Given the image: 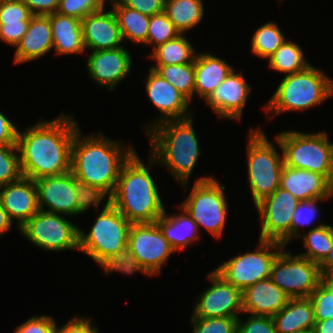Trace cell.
Here are the masks:
<instances>
[{
    "label": "cell",
    "mask_w": 333,
    "mask_h": 333,
    "mask_svg": "<svg viewBox=\"0 0 333 333\" xmlns=\"http://www.w3.org/2000/svg\"><path fill=\"white\" fill-rule=\"evenodd\" d=\"M78 121L73 115L61 113L50 121L41 120L18 131L17 147L24 177L36 180L71 171V146Z\"/></svg>",
    "instance_id": "cell-1"
},
{
    "label": "cell",
    "mask_w": 333,
    "mask_h": 333,
    "mask_svg": "<svg viewBox=\"0 0 333 333\" xmlns=\"http://www.w3.org/2000/svg\"><path fill=\"white\" fill-rule=\"evenodd\" d=\"M83 135L79 128L72 142L71 172L78 181L100 187L112 195L121 168L135 148L131 144L126 147L122 141H113L100 132Z\"/></svg>",
    "instance_id": "cell-2"
},
{
    "label": "cell",
    "mask_w": 333,
    "mask_h": 333,
    "mask_svg": "<svg viewBox=\"0 0 333 333\" xmlns=\"http://www.w3.org/2000/svg\"><path fill=\"white\" fill-rule=\"evenodd\" d=\"M149 164L135 151L121 168L111 204L131 223H153L164 212L160 193L151 175L157 162L149 155Z\"/></svg>",
    "instance_id": "cell-3"
},
{
    "label": "cell",
    "mask_w": 333,
    "mask_h": 333,
    "mask_svg": "<svg viewBox=\"0 0 333 333\" xmlns=\"http://www.w3.org/2000/svg\"><path fill=\"white\" fill-rule=\"evenodd\" d=\"M146 135L149 153L155 161L165 165L180 185L188 183L201 154L192 116L160 122L152 126Z\"/></svg>",
    "instance_id": "cell-4"
},
{
    "label": "cell",
    "mask_w": 333,
    "mask_h": 333,
    "mask_svg": "<svg viewBox=\"0 0 333 333\" xmlns=\"http://www.w3.org/2000/svg\"><path fill=\"white\" fill-rule=\"evenodd\" d=\"M131 225L107 197L88 234L79 228V251L99 264L105 274L115 272L124 263Z\"/></svg>",
    "instance_id": "cell-5"
},
{
    "label": "cell",
    "mask_w": 333,
    "mask_h": 333,
    "mask_svg": "<svg viewBox=\"0 0 333 333\" xmlns=\"http://www.w3.org/2000/svg\"><path fill=\"white\" fill-rule=\"evenodd\" d=\"M332 95L333 79L311 64L301 72L284 76L263 110L272 117L287 111H306Z\"/></svg>",
    "instance_id": "cell-6"
},
{
    "label": "cell",
    "mask_w": 333,
    "mask_h": 333,
    "mask_svg": "<svg viewBox=\"0 0 333 333\" xmlns=\"http://www.w3.org/2000/svg\"><path fill=\"white\" fill-rule=\"evenodd\" d=\"M327 132L284 130L275 136L284 165L323 175L333 185V143Z\"/></svg>",
    "instance_id": "cell-7"
},
{
    "label": "cell",
    "mask_w": 333,
    "mask_h": 333,
    "mask_svg": "<svg viewBox=\"0 0 333 333\" xmlns=\"http://www.w3.org/2000/svg\"><path fill=\"white\" fill-rule=\"evenodd\" d=\"M174 253L156 222L132 223L124 263L115 272L126 275L140 272L146 276H156Z\"/></svg>",
    "instance_id": "cell-8"
},
{
    "label": "cell",
    "mask_w": 333,
    "mask_h": 333,
    "mask_svg": "<svg viewBox=\"0 0 333 333\" xmlns=\"http://www.w3.org/2000/svg\"><path fill=\"white\" fill-rule=\"evenodd\" d=\"M247 141V178L255 205L280 187L284 160L260 127L250 129Z\"/></svg>",
    "instance_id": "cell-9"
},
{
    "label": "cell",
    "mask_w": 333,
    "mask_h": 333,
    "mask_svg": "<svg viewBox=\"0 0 333 333\" xmlns=\"http://www.w3.org/2000/svg\"><path fill=\"white\" fill-rule=\"evenodd\" d=\"M181 186L189 194L180 206L197 223L199 231L204 227L213 237H222L228 216L225 186L211 175L197 178L190 192L188 183Z\"/></svg>",
    "instance_id": "cell-10"
},
{
    "label": "cell",
    "mask_w": 333,
    "mask_h": 333,
    "mask_svg": "<svg viewBox=\"0 0 333 333\" xmlns=\"http://www.w3.org/2000/svg\"><path fill=\"white\" fill-rule=\"evenodd\" d=\"M258 241L256 250L236 255L213 271L226 283L241 291L258 281L270 278L272 264L285 246L274 241Z\"/></svg>",
    "instance_id": "cell-11"
},
{
    "label": "cell",
    "mask_w": 333,
    "mask_h": 333,
    "mask_svg": "<svg viewBox=\"0 0 333 333\" xmlns=\"http://www.w3.org/2000/svg\"><path fill=\"white\" fill-rule=\"evenodd\" d=\"M79 228L63 215L39 210L18 230L37 248L59 252L79 250Z\"/></svg>",
    "instance_id": "cell-12"
},
{
    "label": "cell",
    "mask_w": 333,
    "mask_h": 333,
    "mask_svg": "<svg viewBox=\"0 0 333 333\" xmlns=\"http://www.w3.org/2000/svg\"><path fill=\"white\" fill-rule=\"evenodd\" d=\"M270 279L290 298L309 297L323 281L319 264L298 254L292 255L285 247L272 264Z\"/></svg>",
    "instance_id": "cell-13"
},
{
    "label": "cell",
    "mask_w": 333,
    "mask_h": 333,
    "mask_svg": "<svg viewBox=\"0 0 333 333\" xmlns=\"http://www.w3.org/2000/svg\"><path fill=\"white\" fill-rule=\"evenodd\" d=\"M299 202L292 193L279 187L255 204L261 220L259 239L289 245L292 215Z\"/></svg>",
    "instance_id": "cell-14"
},
{
    "label": "cell",
    "mask_w": 333,
    "mask_h": 333,
    "mask_svg": "<svg viewBox=\"0 0 333 333\" xmlns=\"http://www.w3.org/2000/svg\"><path fill=\"white\" fill-rule=\"evenodd\" d=\"M207 279L212 285L199 295L191 318H238L243 313L242 291L226 283L213 270Z\"/></svg>",
    "instance_id": "cell-15"
},
{
    "label": "cell",
    "mask_w": 333,
    "mask_h": 333,
    "mask_svg": "<svg viewBox=\"0 0 333 333\" xmlns=\"http://www.w3.org/2000/svg\"><path fill=\"white\" fill-rule=\"evenodd\" d=\"M144 81L149 100L161 113L160 118L153 119L151 122L153 124L149 123V126L146 124L143 127L145 132L163 121L191 117L192 110H188L190 101L152 68L149 69Z\"/></svg>",
    "instance_id": "cell-16"
},
{
    "label": "cell",
    "mask_w": 333,
    "mask_h": 333,
    "mask_svg": "<svg viewBox=\"0 0 333 333\" xmlns=\"http://www.w3.org/2000/svg\"><path fill=\"white\" fill-rule=\"evenodd\" d=\"M34 182L39 210L66 216L77 215L74 175L71 171L58 176L41 177Z\"/></svg>",
    "instance_id": "cell-17"
},
{
    "label": "cell",
    "mask_w": 333,
    "mask_h": 333,
    "mask_svg": "<svg viewBox=\"0 0 333 333\" xmlns=\"http://www.w3.org/2000/svg\"><path fill=\"white\" fill-rule=\"evenodd\" d=\"M90 79L99 86H107L109 91L128 77L132 66V56L124 46L114 49L91 51L86 59Z\"/></svg>",
    "instance_id": "cell-18"
},
{
    "label": "cell",
    "mask_w": 333,
    "mask_h": 333,
    "mask_svg": "<svg viewBox=\"0 0 333 333\" xmlns=\"http://www.w3.org/2000/svg\"><path fill=\"white\" fill-rule=\"evenodd\" d=\"M250 87L243 73L235 72L233 69L205 101L206 105L211 106L219 119L239 121L246 106Z\"/></svg>",
    "instance_id": "cell-19"
},
{
    "label": "cell",
    "mask_w": 333,
    "mask_h": 333,
    "mask_svg": "<svg viewBox=\"0 0 333 333\" xmlns=\"http://www.w3.org/2000/svg\"><path fill=\"white\" fill-rule=\"evenodd\" d=\"M105 6L81 20L83 41L86 50L101 51L119 48L123 41L117 18Z\"/></svg>",
    "instance_id": "cell-20"
},
{
    "label": "cell",
    "mask_w": 333,
    "mask_h": 333,
    "mask_svg": "<svg viewBox=\"0 0 333 333\" xmlns=\"http://www.w3.org/2000/svg\"><path fill=\"white\" fill-rule=\"evenodd\" d=\"M0 201L11 221H18V229L39 211L35 182L24 176L0 187Z\"/></svg>",
    "instance_id": "cell-21"
},
{
    "label": "cell",
    "mask_w": 333,
    "mask_h": 333,
    "mask_svg": "<svg viewBox=\"0 0 333 333\" xmlns=\"http://www.w3.org/2000/svg\"><path fill=\"white\" fill-rule=\"evenodd\" d=\"M280 187L300 202L333 197V185L323 175L286 165L282 168Z\"/></svg>",
    "instance_id": "cell-22"
},
{
    "label": "cell",
    "mask_w": 333,
    "mask_h": 333,
    "mask_svg": "<svg viewBox=\"0 0 333 333\" xmlns=\"http://www.w3.org/2000/svg\"><path fill=\"white\" fill-rule=\"evenodd\" d=\"M289 300L290 297L267 278L242 291L243 314L273 317Z\"/></svg>",
    "instance_id": "cell-23"
},
{
    "label": "cell",
    "mask_w": 333,
    "mask_h": 333,
    "mask_svg": "<svg viewBox=\"0 0 333 333\" xmlns=\"http://www.w3.org/2000/svg\"><path fill=\"white\" fill-rule=\"evenodd\" d=\"M53 49V35L49 16L33 15L28 31L16 46L15 64L33 61Z\"/></svg>",
    "instance_id": "cell-24"
},
{
    "label": "cell",
    "mask_w": 333,
    "mask_h": 333,
    "mask_svg": "<svg viewBox=\"0 0 333 333\" xmlns=\"http://www.w3.org/2000/svg\"><path fill=\"white\" fill-rule=\"evenodd\" d=\"M234 68L212 53H197L194 59L195 90L206 101Z\"/></svg>",
    "instance_id": "cell-25"
},
{
    "label": "cell",
    "mask_w": 333,
    "mask_h": 333,
    "mask_svg": "<svg viewBox=\"0 0 333 333\" xmlns=\"http://www.w3.org/2000/svg\"><path fill=\"white\" fill-rule=\"evenodd\" d=\"M179 207L181 210L179 214L168 215L164 210L163 214L155 221L175 252L184 251L193 241L201 239L197 223L185 209Z\"/></svg>",
    "instance_id": "cell-26"
},
{
    "label": "cell",
    "mask_w": 333,
    "mask_h": 333,
    "mask_svg": "<svg viewBox=\"0 0 333 333\" xmlns=\"http://www.w3.org/2000/svg\"><path fill=\"white\" fill-rule=\"evenodd\" d=\"M48 16L53 35V48L56 55L82 54L86 51L81 20L61 15L57 12Z\"/></svg>",
    "instance_id": "cell-27"
},
{
    "label": "cell",
    "mask_w": 333,
    "mask_h": 333,
    "mask_svg": "<svg viewBox=\"0 0 333 333\" xmlns=\"http://www.w3.org/2000/svg\"><path fill=\"white\" fill-rule=\"evenodd\" d=\"M272 319L277 333H297L312 330L316 322L309 297L290 298L289 302Z\"/></svg>",
    "instance_id": "cell-28"
},
{
    "label": "cell",
    "mask_w": 333,
    "mask_h": 333,
    "mask_svg": "<svg viewBox=\"0 0 333 333\" xmlns=\"http://www.w3.org/2000/svg\"><path fill=\"white\" fill-rule=\"evenodd\" d=\"M120 32L124 42L146 44L149 30L150 16L144 15L135 9L122 5L120 2L112 4Z\"/></svg>",
    "instance_id": "cell-29"
},
{
    "label": "cell",
    "mask_w": 333,
    "mask_h": 333,
    "mask_svg": "<svg viewBox=\"0 0 333 333\" xmlns=\"http://www.w3.org/2000/svg\"><path fill=\"white\" fill-rule=\"evenodd\" d=\"M196 54L197 52L185 34H180L154 48L148 57L156 63L152 66H168L193 63Z\"/></svg>",
    "instance_id": "cell-30"
},
{
    "label": "cell",
    "mask_w": 333,
    "mask_h": 333,
    "mask_svg": "<svg viewBox=\"0 0 333 333\" xmlns=\"http://www.w3.org/2000/svg\"><path fill=\"white\" fill-rule=\"evenodd\" d=\"M164 12L180 34L195 28L204 17L202 0H165Z\"/></svg>",
    "instance_id": "cell-31"
},
{
    "label": "cell",
    "mask_w": 333,
    "mask_h": 333,
    "mask_svg": "<svg viewBox=\"0 0 333 333\" xmlns=\"http://www.w3.org/2000/svg\"><path fill=\"white\" fill-rule=\"evenodd\" d=\"M303 247L307 250L298 255L321 264L333 247V227L330 224H318L302 235Z\"/></svg>",
    "instance_id": "cell-32"
},
{
    "label": "cell",
    "mask_w": 333,
    "mask_h": 333,
    "mask_svg": "<svg viewBox=\"0 0 333 333\" xmlns=\"http://www.w3.org/2000/svg\"><path fill=\"white\" fill-rule=\"evenodd\" d=\"M268 62L270 69L285 73V76L301 72L311 65L300 46L290 40H286Z\"/></svg>",
    "instance_id": "cell-33"
},
{
    "label": "cell",
    "mask_w": 333,
    "mask_h": 333,
    "mask_svg": "<svg viewBox=\"0 0 333 333\" xmlns=\"http://www.w3.org/2000/svg\"><path fill=\"white\" fill-rule=\"evenodd\" d=\"M286 41L279 25L269 21L254 32L251 40V52L261 59H269Z\"/></svg>",
    "instance_id": "cell-34"
},
{
    "label": "cell",
    "mask_w": 333,
    "mask_h": 333,
    "mask_svg": "<svg viewBox=\"0 0 333 333\" xmlns=\"http://www.w3.org/2000/svg\"><path fill=\"white\" fill-rule=\"evenodd\" d=\"M157 74L167 80L190 102L195 90L194 62L181 65L151 66Z\"/></svg>",
    "instance_id": "cell-35"
},
{
    "label": "cell",
    "mask_w": 333,
    "mask_h": 333,
    "mask_svg": "<svg viewBox=\"0 0 333 333\" xmlns=\"http://www.w3.org/2000/svg\"><path fill=\"white\" fill-rule=\"evenodd\" d=\"M180 35L172 21L163 11L161 13L150 16L149 30L147 35V45L157 46L168 42Z\"/></svg>",
    "instance_id": "cell-36"
},
{
    "label": "cell",
    "mask_w": 333,
    "mask_h": 333,
    "mask_svg": "<svg viewBox=\"0 0 333 333\" xmlns=\"http://www.w3.org/2000/svg\"><path fill=\"white\" fill-rule=\"evenodd\" d=\"M22 176L17 145H0V187Z\"/></svg>",
    "instance_id": "cell-37"
},
{
    "label": "cell",
    "mask_w": 333,
    "mask_h": 333,
    "mask_svg": "<svg viewBox=\"0 0 333 333\" xmlns=\"http://www.w3.org/2000/svg\"><path fill=\"white\" fill-rule=\"evenodd\" d=\"M74 190L77 201V216L86 212L87 209L89 210L91 206L92 208L94 206V209L98 211L100 204L103 202L102 200L107 196L111 197V195L102 188L78 181L75 177Z\"/></svg>",
    "instance_id": "cell-38"
},
{
    "label": "cell",
    "mask_w": 333,
    "mask_h": 333,
    "mask_svg": "<svg viewBox=\"0 0 333 333\" xmlns=\"http://www.w3.org/2000/svg\"><path fill=\"white\" fill-rule=\"evenodd\" d=\"M314 309L315 321L333 318V290L322 281L309 295Z\"/></svg>",
    "instance_id": "cell-39"
},
{
    "label": "cell",
    "mask_w": 333,
    "mask_h": 333,
    "mask_svg": "<svg viewBox=\"0 0 333 333\" xmlns=\"http://www.w3.org/2000/svg\"><path fill=\"white\" fill-rule=\"evenodd\" d=\"M328 199H314L308 201H301L298 203L297 208L293 212V219L291 223V241L294 238H300V226L311 225L319 213V206L317 203Z\"/></svg>",
    "instance_id": "cell-40"
},
{
    "label": "cell",
    "mask_w": 333,
    "mask_h": 333,
    "mask_svg": "<svg viewBox=\"0 0 333 333\" xmlns=\"http://www.w3.org/2000/svg\"><path fill=\"white\" fill-rule=\"evenodd\" d=\"M192 333H237L238 318H191Z\"/></svg>",
    "instance_id": "cell-41"
},
{
    "label": "cell",
    "mask_w": 333,
    "mask_h": 333,
    "mask_svg": "<svg viewBox=\"0 0 333 333\" xmlns=\"http://www.w3.org/2000/svg\"><path fill=\"white\" fill-rule=\"evenodd\" d=\"M104 7L100 0H59L57 13L79 20Z\"/></svg>",
    "instance_id": "cell-42"
},
{
    "label": "cell",
    "mask_w": 333,
    "mask_h": 333,
    "mask_svg": "<svg viewBox=\"0 0 333 333\" xmlns=\"http://www.w3.org/2000/svg\"><path fill=\"white\" fill-rule=\"evenodd\" d=\"M32 16L29 8L22 0L0 2V25L31 20Z\"/></svg>",
    "instance_id": "cell-43"
},
{
    "label": "cell",
    "mask_w": 333,
    "mask_h": 333,
    "mask_svg": "<svg viewBox=\"0 0 333 333\" xmlns=\"http://www.w3.org/2000/svg\"><path fill=\"white\" fill-rule=\"evenodd\" d=\"M237 333H277L272 317L251 315L242 322L240 316L237 322Z\"/></svg>",
    "instance_id": "cell-44"
},
{
    "label": "cell",
    "mask_w": 333,
    "mask_h": 333,
    "mask_svg": "<svg viewBox=\"0 0 333 333\" xmlns=\"http://www.w3.org/2000/svg\"><path fill=\"white\" fill-rule=\"evenodd\" d=\"M56 321L49 315L33 316L15 328L14 333H54Z\"/></svg>",
    "instance_id": "cell-45"
},
{
    "label": "cell",
    "mask_w": 333,
    "mask_h": 333,
    "mask_svg": "<svg viewBox=\"0 0 333 333\" xmlns=\"http://www.w3.org/2000/svg\"><path fill=\"white\" fill-rule=\"evenodd\" d=\"M30 20H22L20 23L0 25V41L16 47L28 31Z\"/></svg>",
    "instance_id": "cell-46"
},
{
    "label": "cell",
    "mask_w": 333,
    "mask_h": 333,
    "mask_svg": "<svg viewBox=\"0 0 333 333\" xmlns=\"http://www.w3.org/2000/svg\"><path fill=\"white\" fill-rule=\"evenodd\" d=\"M91 318L75 316L71 318L65 325L55 327L54 333H99L96 325L91 324Z\"/></svg>",
    "instance_id": "cell-47"
},
{
    "label": "cell",
    "mask_w": 333,
    "mask_h": 333,
    "mask_svg": "<svg viewBox=\"0 0 333 333\" xmlns=\"http://www.w3.org/2000/svg\"><path fill=\"white\" fill-rule=\"evenodd\" d=\"M119 2L149 16L163 12L165 6V0H120Z\"/></svg>",
    "instance_id": "cell-48"
},
{
    "label": "cell",
    "mask_w": 333,
    "mask_h": 333,
    "mask_svg": "<svg viewBox=\"0 0 333 333\" xmlns=\"http://www.w3.org/2000/svg\"><path fill=\"white\" fill-rule=\"evenodd\" d=\"M19 129L0 111V145H17Z\"/></svg>",
    "instance_id": "cell-49"
},
{
    "label": "cell",
    "mask_w": 333,
    "mask_h": 333,
    "mask_svg": "<svg viewBox=\"0 0 333 333\" xmlns=\"http://www.w3.org/2000/svg\"><path fill=\"white\" fill-rule=\"evenodd\" d=\"M32 15L48 16L57 11L59 0H22Z\"/></svg>",
    "instance_id": "cell-50"
},
{
    "label": "cell",
    "mask_w": 333,
    "mask_h": 333,
    "mask_svg": "<svg viewBox=\"0 0 333 333\" xmlns=\"http://www.w3.org/2000/svg\"><path fill=\"white\" fill-rule=\"evenodd\" d=\"M319 266L323 279L327 277H333V247Z\"/></svg>",
    "instance_id": "cell-51"
},
{
    "label": "cell",
    "mask_w": 333,
    "mask_h": 333,
    "mask_svg": "<svg viewBox=\"0 0 333 333\" xmlns=\"http://www.w3.org/2000/svg\"><path fill=\"white\" fill-rule=\"evenodd\" d=\"M13 222L8 216V213L3 208L0 201V237L12 229Z\"/></svg>",
    "instance_id": "cell-52"
},
{
    "label": "cell",
    "mask_w": 333,
    "mask_h": 333,
    "mask_svg": "<svg viewBox=\"0 0 333 333\" xmlns=\"http://www.w3.org/2000/svg\"><path fill=\"white\" fill-rule=\"evenodd\" d=\"M312 330L314 333H333V318L316 321Z\"/></svg>",
    "instance_id": "cell-53"
},
{
    "label": "cell",
    "mask_w": 333,
    "mask_h": 333,
    "mask_svg": "<svg viewBox=\"0 0 333 333\" xmlns=\"http://www.w3.org/2000/svg\"><path fill=\"white\" fill-rule=\"evenodd\" d=\"M323 281L333 290V277L324 278Z\"/></svg>",
    "instance_id": "cell-54"
},
{
    "label": "cell",
    "mask_w": 333,
    "mask_h": 333,
    "mask_svg": "<svg viewBox=\"0 0 333 333\" xmlns=\"http://www.w3.org/2000/svg\"><path fill=\"white\" fill-rule=\"evenodd\" d=\"M102 2V4L105 6V1H109L111 4H114V3H117L119 2L120 0H100Z\"/></svg>",
    "instance_id": "cell-55"
},
{
    "label": "cell",
    "mask_w": 333,
    "mask_h": 333,
    "mask_svg": "<svg viewBox=\"0 0 333 333\" xmlns=\"http://www.w3.org/2000/svg\"><path fill=\"white\" fill-rule=\"evenodd\" d=\"M297 333H314V332H313V330H304V331L297 332Z\"/></svg>",
    "instance_id": "cell-56"
},
{
    "label": "cell",
    "mask_w": 333,
    "mask_h": 333,
    "mask_svg": "<svg viewBox=\"0 0 333 333\" xmlns=\"http://www.w3.org/2000/svg\"><path fill=\"white\" fill-rule=\"evenodd\" d=\"M2 1H18V0H0V2Z\"/></svg>",
    "instance_id": "cell-57"
}]
</instances>
